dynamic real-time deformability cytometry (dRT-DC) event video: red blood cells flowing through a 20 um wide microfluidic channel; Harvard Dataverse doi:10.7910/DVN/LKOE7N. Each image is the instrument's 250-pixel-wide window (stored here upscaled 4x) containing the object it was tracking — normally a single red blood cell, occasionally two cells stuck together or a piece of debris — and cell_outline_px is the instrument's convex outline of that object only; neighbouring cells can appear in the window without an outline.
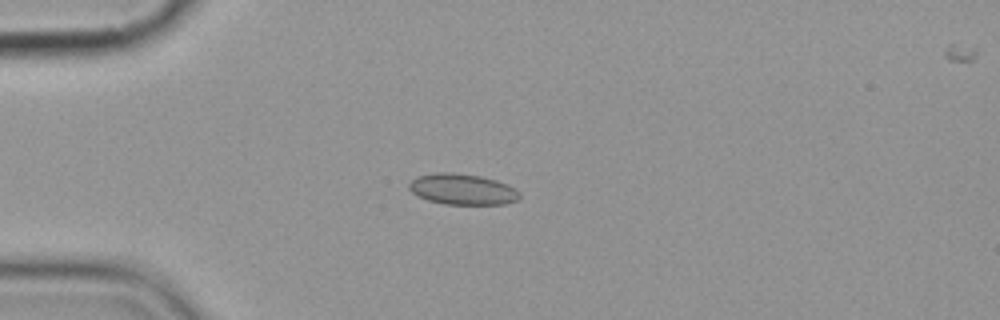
{"species": "common noctule bat (a hibernating species)", "species_latin": "Nyctalus noctula", "temperature_condition": "cold", "stored_images_in_passage": 4, "camera_frame_rate_fps": 3000, "um_per_image_px": 0.085, "animal": {"sex": "female", "body_mass_g": 19.9}, "frame": {"image": 1, "passage_image": 4, "time_ms": 3.667, "image_size_px": [1000, 320], "cell_outline_px": [[520, 196], [516, 200], [504, 204], [444, 204], [428, 200], [416, 196], [408, 188], [408, 184], [416, 176], [436, 172], [452, 172], [480, 176], [496, 180], [508, 184], [516, 188], [520, 192]], "centroid_in_image_um": [39.29, 16.08], "position_along_channel_um": 45.7, "area_um2": 20.06}}